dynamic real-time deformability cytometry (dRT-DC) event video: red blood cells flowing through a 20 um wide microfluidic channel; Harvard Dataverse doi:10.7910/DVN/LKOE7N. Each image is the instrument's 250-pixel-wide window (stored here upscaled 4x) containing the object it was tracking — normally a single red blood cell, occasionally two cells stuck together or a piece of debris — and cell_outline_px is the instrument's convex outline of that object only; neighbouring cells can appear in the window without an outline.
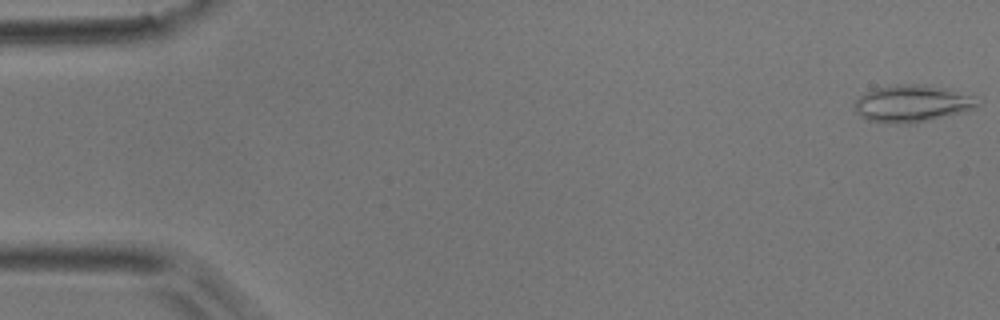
{"species": "common noctule bat (a hibernating species)", "species_latin": "Nyctalus noctula", "temperature_condition": "room temperature", "stored_images_in_passage": 50, "camera_frame_rate_fps": 3000, "um_per_image_px": 0.085, "animal": {"sex": "male", "body_mass_g": 17.9}, "frame": {"image": 1, "passage_image": 1, "time_ms": 0.0, "image_size_px": [1000, 320], "cell_outline_px": [[976, 108], [912, 124], [896, 124], [868, 120], [860, 116], [856, 112], [852, 104], [860, 96], [872, 88], [896, 84], [924, 84], [948, 88], [968, 96], [976, 104]], "centroid_in_image_um": [77.4, 8.8], "position_along_channel_um": 7.6, "area_um2": 26.24}}
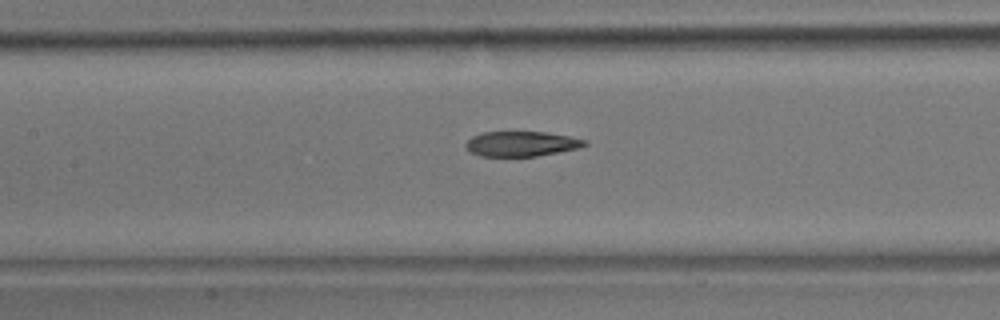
{"frame": {"image": 2, "passage_image": 23, "time_ms": 7.333, "image_size_px": [1000, 320], "cell_outline_px": [[588, 144], [580, 148], [536, 156], [480, 156], [464, 148], [464, 144], [472, 136], [484, 132], [544, 132], [568, 136], [588, 140]], "centroid_in_image_um": [44.32, 12.22], "position_along_channel_um": 163.1, "area_um2": 17.34}}
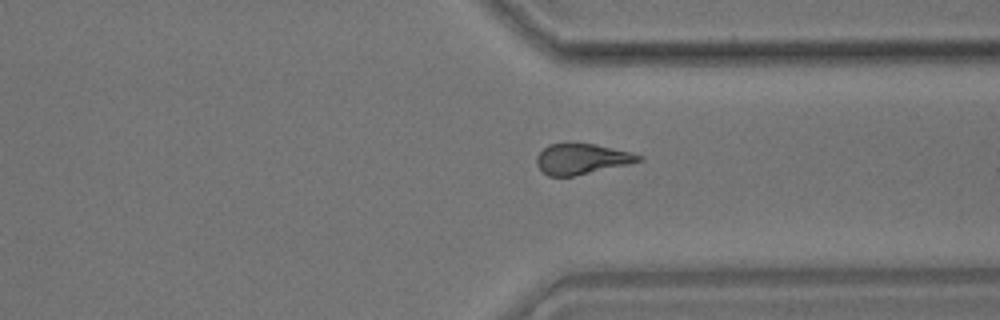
{"frame": {"image": 3, "passage_image": 38, "time_ms": 12.333, "image_size_px": [1000, 320], "cell_outline_px": [[644, 160], [628, 164], [572, 176], [548, 176], [536, 164], [536, 156], [548, 144], [592, 144], [628, 152], [644, 156]], "centroid_in_image_um": [49.43, 13.52], "position_along_channel_um": 362.0, "area_um2": 17.69}, "authors_computed_cell_mechanics": {"area_um2": 18.8139, "velocity_mm_per_s": 3.9834, "shape_relaxation_time_tau1_ms": 7.134, "shape_relaxation_time_tau2_ms": 3.4353, "deformation_change_tau1": 0.1955, "deformation_change_tau2": 0.1202}}